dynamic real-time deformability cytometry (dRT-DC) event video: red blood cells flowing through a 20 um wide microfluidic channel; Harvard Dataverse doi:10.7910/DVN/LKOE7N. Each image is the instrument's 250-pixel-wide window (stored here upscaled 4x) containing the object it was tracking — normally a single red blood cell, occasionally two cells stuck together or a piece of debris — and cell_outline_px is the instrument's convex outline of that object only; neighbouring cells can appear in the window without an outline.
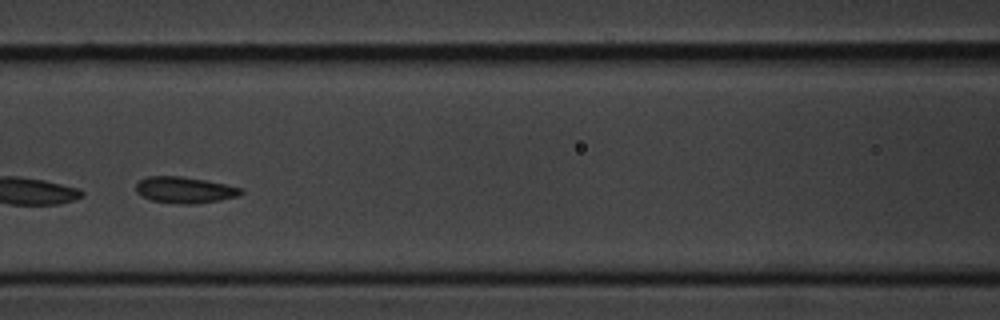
{"species": "common noctule bat (a hibernating species)", "species_latin": "Nyctalus noctula", "temperature_condition": "cold", "stored_images_in_passage": 8, "segment_of_instrument_passage": [2, 2], "camera_frame_rate_fps": 3000, "um_per_image_px": 0.085, "animal": {"sex": "male", "body_mass_g": 20.1, "forearm_length_mm": 53.5}, "frame": {"image": 1, "passage_image": 5, "time_ms": 5.667, "image_size_px": [1000, 320], "cell_outline_px": [[244, 192], [240, 196], [220, 200], [196, 204], [176, 204], [152, 200], [136, 192], [136, 184], [140, 180], [148, 176], [184, 176], [244, 188]], "centroid_in_image_um": [15.74, 16.15], "position_along_channel_um": 150.9, "area_um2": 16.18}}